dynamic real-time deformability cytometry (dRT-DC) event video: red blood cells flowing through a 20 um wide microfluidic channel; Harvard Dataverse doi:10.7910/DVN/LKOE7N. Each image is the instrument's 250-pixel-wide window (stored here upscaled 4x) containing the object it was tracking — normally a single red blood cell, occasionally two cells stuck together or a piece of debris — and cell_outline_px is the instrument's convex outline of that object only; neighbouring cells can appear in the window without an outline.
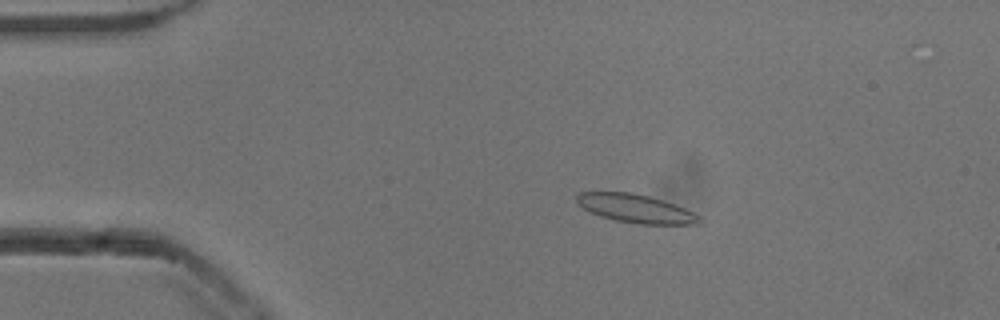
{"species": "common noctule bat (a hibernating species)", "species_latin": "Nyctalus noctula", "temperature_condition": "cold", "stored_images_in_passage": 55, "camera_frame_rate_fps": 3000, "um_per_image_px": 0.085, "animal": {"sex": "male", "body_mass_g": 13.3}, "frame": {"image": 1, "passage_image": 11, "time_ms": 3.333, "image_size_px": [1000, 320], "cell_outline_px": [[704, 224], [636, 224], [616, 220], [600, 216], [584, 208], [576, 200], [576, 196], [580, 192], [632, 192], [664, 200], [676, 204], [704, 216]], "centroid_in_image_um": [54.16, 17.74], "position_along_channel_um": 30.8, "area_um2": 20.58}}
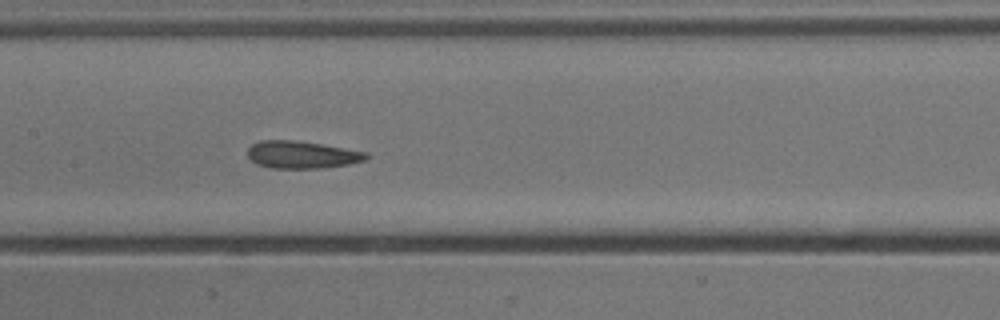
{"frame": {"image": 2, "passage_image": 27, "time_ms": 8.667, "image_size_px": [1000, 320], "cell_outline_px": [[368, 156], [364, 160], [348, 164], [320, 168], [272, 168], [256, 164], [248, 156], [248, 148], [252, 144], [260, 140], [296, 140], [368, 152]], "centroid_in_image_um": [25.63, 13.14], "position_along_channel_um": 181.8, "area_um2": 18.79}}
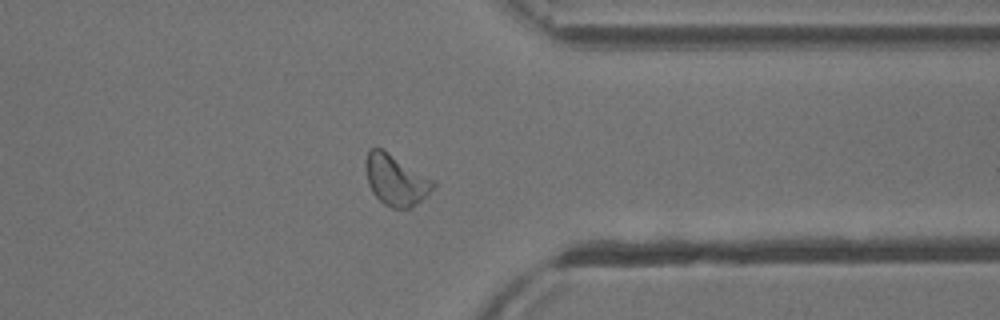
{"frame": {"image": 3, "passage_image": 43, "time_ms": 14.0, "image_size_px": [1000, 320], "cell_outline_px": [[436, 184], [416, 204], [408, 208], [392, 208], [384, 204], [372, 192], [368, 184], [364, 168], [364, 164], [368, 148], [380, 148], [436, 180]], "centroid_in_image_um": [33.6, 15.28], "position_along_channel_um": 377.8, "area_um2": 19.88}, "authors_computed_cell_mechanics": {"area_um2": 19.8832, "velocity_mm_per_s": 3.7923, "shape_relaxation_time_tau1_ms": 4.1256, "shape_relaxation_time_tau2_ms": 2.0595, "deformation_change_tau1": 0.1123, "deformation_change_tau2": 0.0904}}